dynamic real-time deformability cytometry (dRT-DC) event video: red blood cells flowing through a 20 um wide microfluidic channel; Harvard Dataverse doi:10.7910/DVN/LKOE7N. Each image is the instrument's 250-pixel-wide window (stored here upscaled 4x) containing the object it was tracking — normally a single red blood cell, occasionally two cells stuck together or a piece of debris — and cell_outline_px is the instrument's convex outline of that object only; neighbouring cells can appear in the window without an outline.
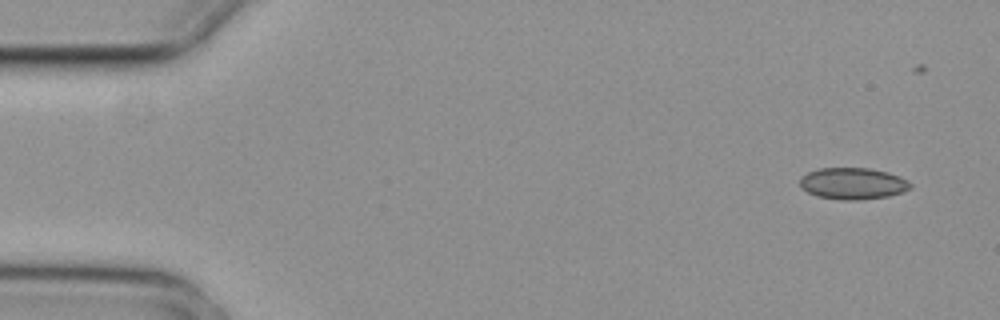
{"species": "common noctule bat (a hibernating species)", "species_latin": "Nyctalus noctula", "temperature_condition": "cold", "stored_images_in_passage": 4, "camera_frame_rate_fps": 3000, "um_per_image_px": 0.085, "animal": {"sex": "female", "body_mass_g": 29.2, "forearm_length_mm": 56.3}, "frame": {"image": 1, "passage_image": 1, "time_ms": 0.0, "image_size_px": [1000, 320], "cell_outline_px": [[912, 188], [904, 192], [888, 196], [860, 200], [844, 200], [816, 196], [800, 188], [800, 176], [808, 172], [820, 168], [868, 168], [888, 172], [900, 176], [912, 184]], "centroid_in_image_um": [72.49, 15.6], "position_along_channel_um": 12.5, "area_um2": 20.52}}